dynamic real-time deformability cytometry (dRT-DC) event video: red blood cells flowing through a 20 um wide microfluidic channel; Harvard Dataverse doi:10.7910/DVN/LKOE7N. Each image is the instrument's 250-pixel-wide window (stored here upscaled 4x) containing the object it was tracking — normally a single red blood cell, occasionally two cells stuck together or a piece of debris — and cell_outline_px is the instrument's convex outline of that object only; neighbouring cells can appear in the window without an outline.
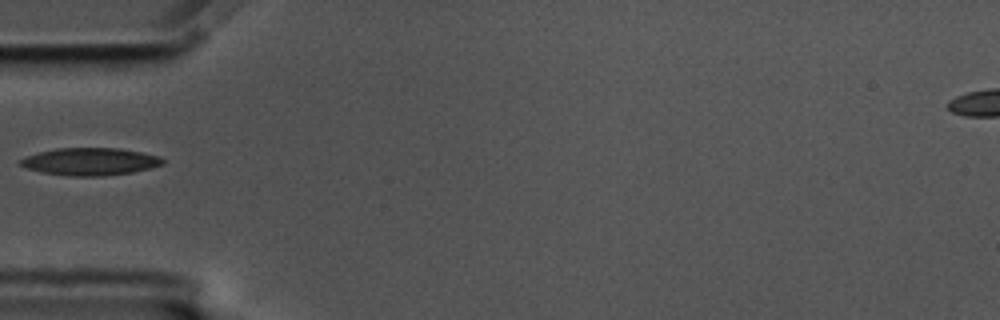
{"species": "common noctule bat (a hibernating species)", "species_latin": "Nyctalus noctula", "temperature_condition": "cold", "stored_images_in_passage": 7, "camera_frame_rate_fps": 3000, "um_per_image_px": 0.085, "animal": {"sex": "male", "body_mass_g": 17.5, "forearm_length_mm": 52.3}, "frame": {"image": 1, "passage_image": 1, "time_ms": 0.0, "image_size_px": [1000, 320], "cell_outline_px": [[164, 164], [152, 168], [132, 172], [104, 176], [72, 176], [44, 172], [28, 168], [20, 164], [20, 160], [28, 156], [40, 152], [56, 148], [120, 148], [160, 156], [164, 160]], "centroid_in_image_um": [7.74, 13.73], "position_along_channel_um": 77.3, "area_um2": 22.54}}